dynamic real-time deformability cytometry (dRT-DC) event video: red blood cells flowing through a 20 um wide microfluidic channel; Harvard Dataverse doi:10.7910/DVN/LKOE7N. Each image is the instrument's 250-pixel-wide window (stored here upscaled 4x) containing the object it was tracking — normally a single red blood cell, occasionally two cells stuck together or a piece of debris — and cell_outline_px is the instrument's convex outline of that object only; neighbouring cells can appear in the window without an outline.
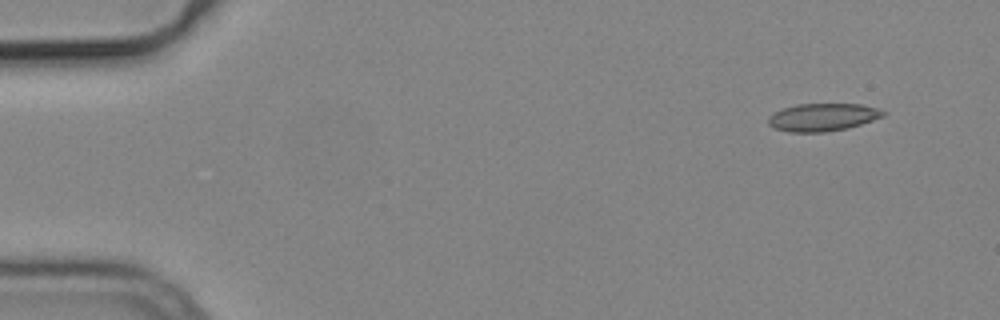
{"species": "common noctule bat (a hibernating species)", "species_latin": "Nyctalus noctula", "temperature_condition": "cold", "stored_images_in_passage": 7, "camera_frame_rate_fps": 3000, "um_per_image_px": 0.085, "animal": {"sex": "male", "body_mass_g": 19.2, "forearm_length_mm": 51.8}, "frame": {"image": 1, "passage_image": 1, "time_ms": 0.0, "image_size_px": [1000, 320], "cell_outline_px": [[884, 116], [848, 128], [824, 132], [788, 132], [776, 128], [768, 124], [768, 116], [784, 108], [796, 104], [860, 104], [876, 108], [884, 112]], "centroid_in_image_um": [69.9, 9.96], "position_along_channel_um": 15.1, "area_um2": 18.32}}
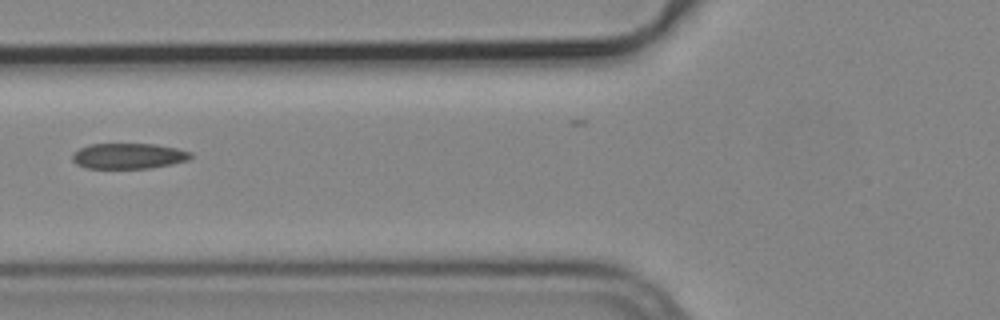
{"frame": {"image": 2, "passage_image": 5, "time_ms": 1.333, "image_size_px": [1000, 320], "cell_outline_px": [[192, 156], [188, 160], [172, 164], [152, 168], [88, 168], [76, 164], [72, 160], [72, 152], [88, 144], [156, 144], [176, 148], [192, 152]], "centroid_in_image_um": [10.92, 13.25], "position_along_channel_um": 114.9, "area_um2": 17.74}}
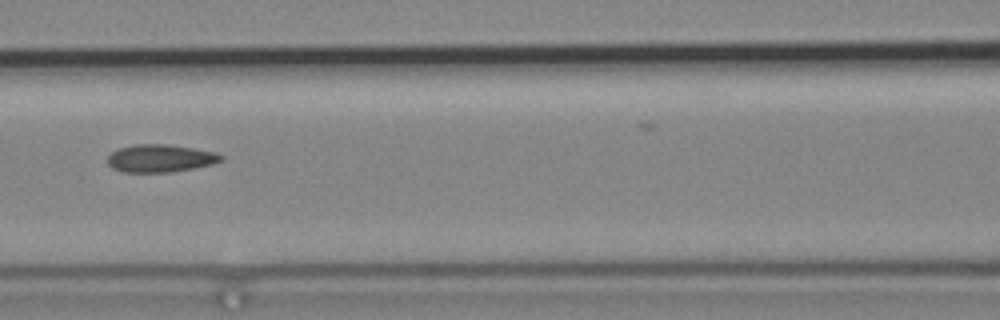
{"frame": {"image": 3, "passage_image": 6, "time_ms": 1.667, "image_size_px": [1000, 320], "cell_outline_px": [[224, 160], [212, 164], [172, 172], [124, 172], [112, 168], [108, 164], [108, 156], [112, 152], [120, 148], [136, 144], [164, 144], [192, 148], [216, 152], [224, 156]], "centroid_in_image_um": [13.64, 13.46], "position_along_channel_um": 153.0, "area_um2": 18.21}}